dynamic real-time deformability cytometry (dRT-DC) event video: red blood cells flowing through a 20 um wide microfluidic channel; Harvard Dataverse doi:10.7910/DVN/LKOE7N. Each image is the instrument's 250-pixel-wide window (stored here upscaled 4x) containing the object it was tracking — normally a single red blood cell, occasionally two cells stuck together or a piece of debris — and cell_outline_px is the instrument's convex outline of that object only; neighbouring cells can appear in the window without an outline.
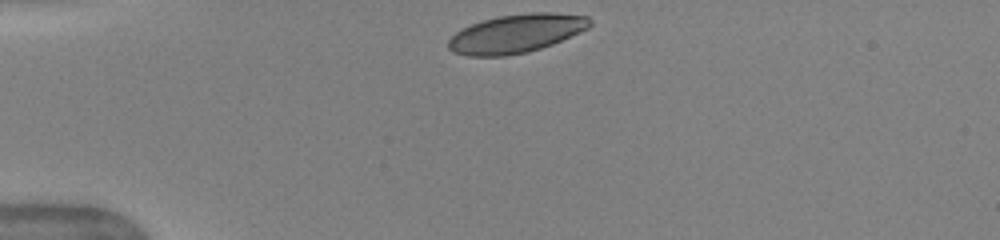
{"species": "human", "species_latin": "Homo sapiens", "temperature_condition": "warm", "stored_images_in_passage": 2, "camera_frame_rate_fps": 3000, "um_per_image_px": 0.085, "donor": {"sex": "female"}, "frame": {"image": 1, "passage_image": 1, "time_ms": 0.0, "image_size_px": [1000, 240], "cell_outline_px": [[592, 24], [588, 28], [552, 44], [528, 52], [504, 56], [468, 56], [452, 52], [448, 48], [448, 40], [456, 32], [472, 24], [496, 16], [528, 12], [552, 12], [588, 16], [592, 20]], "centroid_in_image_um": [43.88, 2.84], "position_along_channel_um": 41.1, "area_um2": 31.79}}